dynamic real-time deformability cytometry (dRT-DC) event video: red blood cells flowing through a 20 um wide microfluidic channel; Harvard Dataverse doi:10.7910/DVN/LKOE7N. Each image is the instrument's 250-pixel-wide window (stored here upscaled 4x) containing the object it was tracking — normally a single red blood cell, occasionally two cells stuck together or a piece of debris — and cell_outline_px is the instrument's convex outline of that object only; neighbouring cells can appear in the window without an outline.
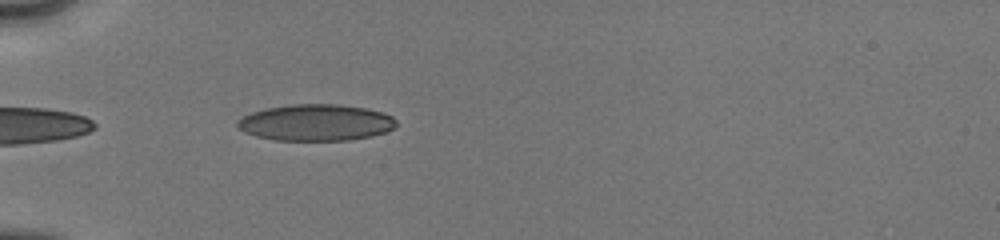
{"species": "human", "species_latin": "Homo sapiens", "temperature_condition": "cold", "stored_images_in_passage": 11, "segment_of_instrument_passage": [2, 2], "camera_frame_rate_fps": 3000, "um_per_image_px": 0.085, "donor": {"sex": "male"}, "frame": {"image": 1, "passage_image": 9, "time_ms": 5.667, "image_size_px": [1000, 240], "cell_outline_px": [[396, 124], [392, 128], [384, 132], [372, 136], [348, 140], [276, 140], [256, 136], [244, 132], [236, 128], [236, 120], [252, 112], [264, 108], [292, 104], [340, 104], [364, 108], [384, 112], [392, 116], [396, 120]], "centroid_in_image_um": [26.81, 10.41], "position_along_channel_um": 58.2, "area_um2": 33.87}}
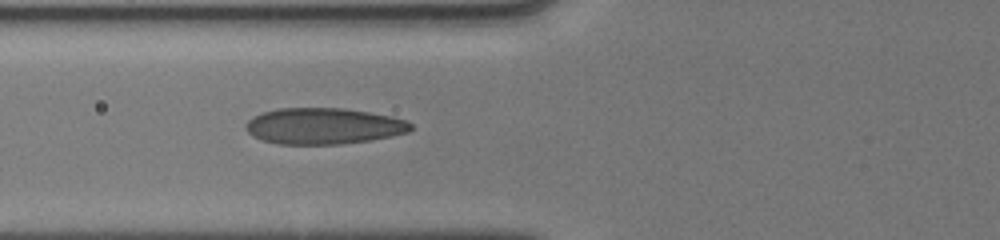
{"frame": {"image": 2, "passage_image": 11, "time_ms": 7.0, "image_size_px": [1000, 240], "cell_outline_px": [[412, 128], [408, 132], [392, 136], [368, 140], [340, 144], [276, 144], [260, 140], [252, 136], [244, 128], [244, 124], [252, 116], [260, 112], [280, 108], [344, 108], [392, 116], [408, 120], [412, 124]], "centroid_in_image_um": [27.46, 10.71], "position_along_channel_um": 98.3, "area_um2": 35.14}}